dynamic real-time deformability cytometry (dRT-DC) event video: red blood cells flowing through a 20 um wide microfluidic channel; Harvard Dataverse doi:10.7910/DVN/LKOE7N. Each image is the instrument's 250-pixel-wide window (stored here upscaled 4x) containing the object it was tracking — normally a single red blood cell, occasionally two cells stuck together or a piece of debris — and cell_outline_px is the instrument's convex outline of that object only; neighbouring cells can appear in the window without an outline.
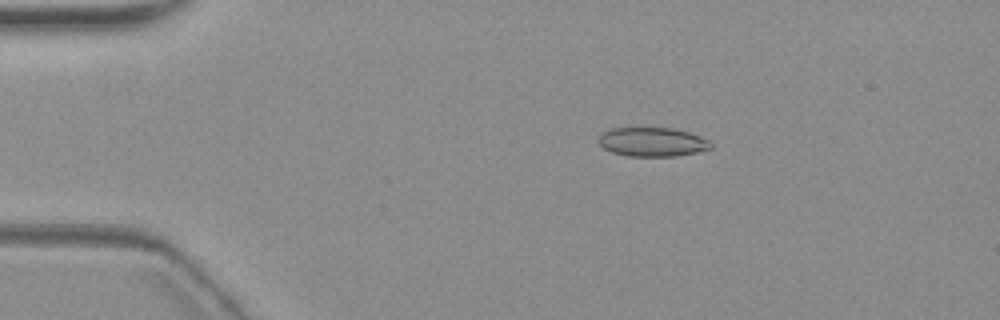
{"species": "common noctule bat (a hibernating species)", "species_latin": "Nyctalus noctula", "temperature_condition": "warm", "stored_images_in_passage": 5, "camera_frame_rate_fps": 3000, "um_per_image_px": 0.085, "animal": {"sex": "female", "body_mass_g": 19.3, "forearm_length_mm": 54.1}, "frame": {"image": 1, "passage_image": 3, "time_ms": 2.667, "image_size_px": [1000, 320], "cell_outline_px": [[712, 148], [696, 152], [676, 156], [628, 156], [612, 152], [604, 148], [596, 140], [600, 132], [612, 128], [672, 128], [688, 132], [700, 136], [708, 140], [712, 144]], "centroid_in_image_um": [55.41, 12.06], "position_along_channel_um": 29.6, "area_um2": 19.07}}
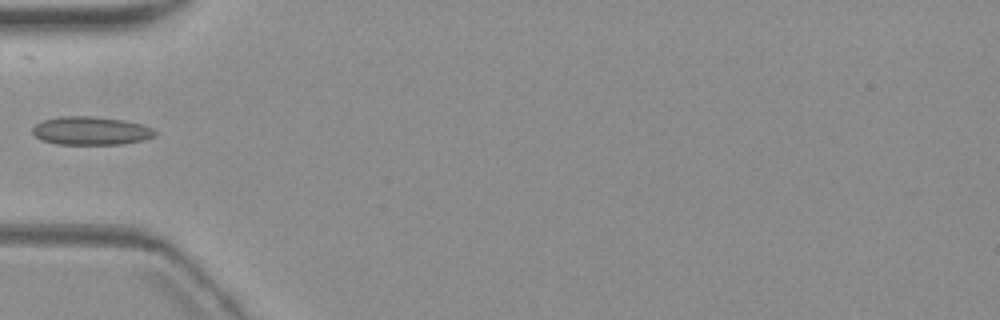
{"frame": {"image": 2, "passage_image": 5, "time_ms": 5.667, "image_size_px": [1000, 320], "cell_outline_px": [[156, 136], [144, 140], [120, 144], [56, 144], [40, 140], [32, 132], [32, 128], [36, 124], [44, 120], [60, 116], [96, 116], [124, 120], [140, 124], [152, 128], [156, 132]], "centroid_in_image_um": [7.72, 11.11], "position_along_channel_um": 77.3, "area_um2": 20.29}}